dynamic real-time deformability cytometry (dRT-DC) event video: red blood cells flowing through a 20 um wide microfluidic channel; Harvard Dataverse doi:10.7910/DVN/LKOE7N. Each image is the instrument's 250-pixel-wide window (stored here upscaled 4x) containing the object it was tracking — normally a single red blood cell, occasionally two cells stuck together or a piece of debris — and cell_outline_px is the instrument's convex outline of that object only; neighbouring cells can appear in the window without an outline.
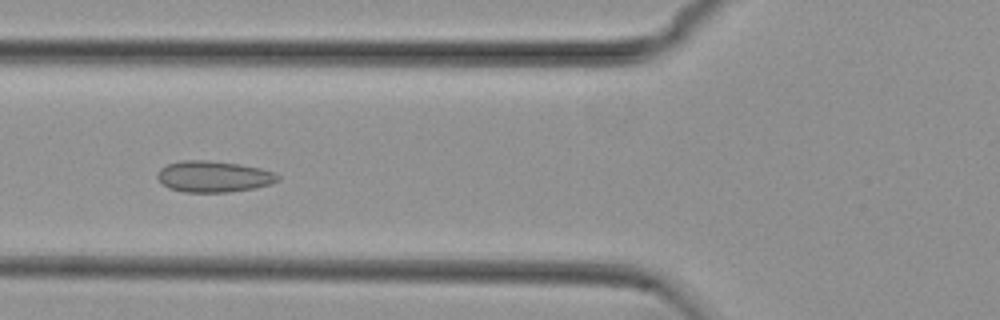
{"species": "common noctule bat (a hibernating species)", "species_latin": "Nyctalus noctula", "temperature_condition": "cold", "stored_images_in_passage": 45, "camera_frame_rate_fps": 3000, "um_per_image_px": 0.085, "animal": {"sex": "female", "body_mass_g": 29.2, "forearm_length_mm": 56.3}, "frame": {"image": 1, "passage_image": 11, "time_ms": 3.333, "image_size_px": [1000, 320], "cell_outline_px": [[280, 180], [272, 184], [256, 188], [228, 192], [184, 192], [168, 188], [156, 176], [160, 168], [168, 164], [180, 160], [208, 160], [240, 164], [260, 168], [272, 172], [280, 176]], "centroid_in_image_um": [18.17, 15.0], "position_along_channel_um": 107.6, "area_um2": 22.02}}
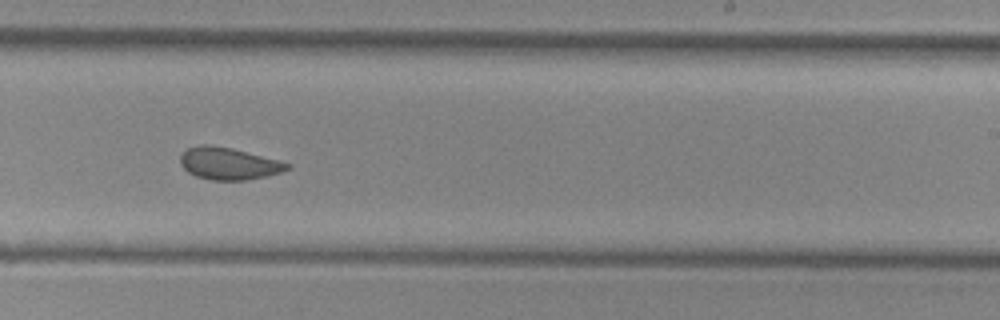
{"frame": {"image": 2, "passage_image": 24, "time_ms": 7.667, "image_size_px": [1000, 320], "cell_outline_px": [[292, 168], [268, 176], [244, 180], [212, 180], [196, 176], [188, 172], [180, 164], [180, 156], [188, 148], [200, 144], [208, 144], [232, 148], [280, 160], [292, 164]], "centroid_in_image_um": [19.47, 13.9], "position_along_channel_um": 269.5, "area_um2": 20.11}}
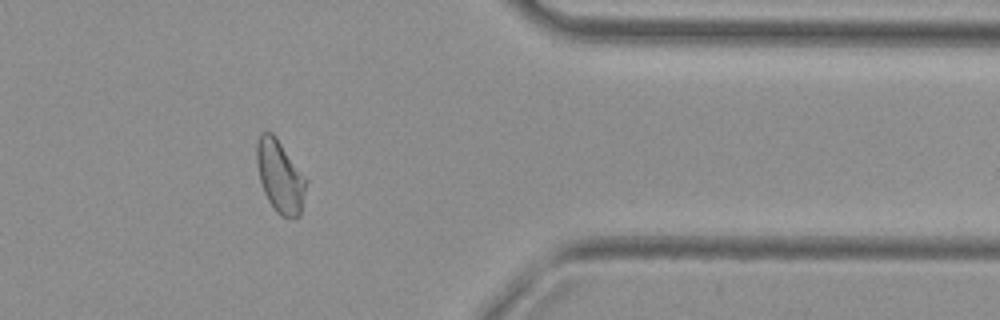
{"frame": {"image": 3, "passage_image": 35, "time_ms": 11.333, "image_size_px": [1000, 320], "cell_outline_px": [[308, 180], [300, 216], [280, 216], [276, 212], [268, 200], [264, 192], [260, 180], [256, 164], [256, 144], [260, 132], [272, 132], [276, 136]], "centroid_in_image_um": [23.8, 14.97], "position_along_channel_um": 387.6, "area_um2": 20.92}, "authors_computed_cell_mechanics": {"area_um2": 20.808, "velocity_mm_per_s": 3.7419, "shape_relaxation_time_tau1_ms": null, "shape_relaxation_time_tau2_ms": 1.1177, "deformation_change_tau1": null, "deformation_change_tau2": 0.057}}